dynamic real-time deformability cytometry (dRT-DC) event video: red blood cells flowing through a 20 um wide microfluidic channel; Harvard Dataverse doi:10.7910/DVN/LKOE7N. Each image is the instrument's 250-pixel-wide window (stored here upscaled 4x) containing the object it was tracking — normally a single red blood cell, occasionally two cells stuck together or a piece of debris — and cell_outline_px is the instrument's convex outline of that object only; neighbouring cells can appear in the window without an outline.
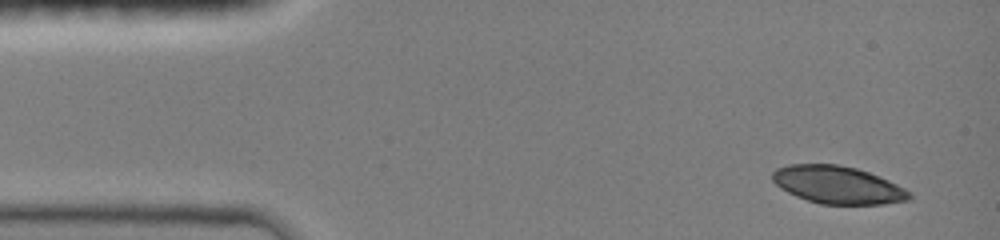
{"species": "common noctule bat (a hibernating species)", "species_latin": "Nyctalus noctula", "temperature_condition": "room temperature", "stored_images_in_passage": 12, "camera_frame_rate_fps": 3000, "um_per_image_px": 0.085, "animal": {"sex": "female", "body_mass_g": 19.0, "forearm_length_mm": 51.5}, "frame": {"image": 1, "passage_image": 1, "time_ms": 0.0, "image_size_px": [1000, 240], "cell_outline_px": [[912, 200], [884, 204], [820, 204], [796, 196], [780, 188], [772, 180], [772, 172], [776, 168], [788, 164], [836, 164], [856, 168], [880, 176], [912, 192]], "centroid_in_image_um": [71.22, 15.72], "position_along_channel_um": 13.8, "area_um2": 30.17}}